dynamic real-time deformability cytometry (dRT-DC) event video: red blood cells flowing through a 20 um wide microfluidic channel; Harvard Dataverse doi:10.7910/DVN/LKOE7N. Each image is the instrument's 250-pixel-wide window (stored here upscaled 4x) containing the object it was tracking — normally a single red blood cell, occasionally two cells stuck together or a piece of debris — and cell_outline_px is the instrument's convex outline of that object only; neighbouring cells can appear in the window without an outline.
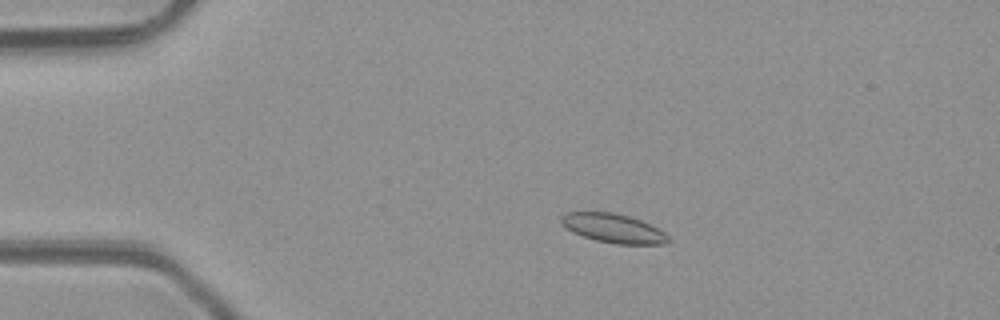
{"species": "common noctule bat (a hibernating species)", "species_latin": "Nyctalus noctula", "temperature_condition": "room temperature", "stored_images_in_passage": 4, "camera_frame_rate_fps": 3000, "um_per_image_px": 0.085, "animal": {"sex": "male", "body_mass_g": 23.1, "forearm_length_mm": 52.7}, "frame": {"image": 1, "passage_image": 2, "time_ms": 1.333, "image_size_px": [1000, 320], "cell_outline_px": [[668, 240], [664, 244], [616, 244], [596, 240], [572, 232], [560, 220], [560, 216], [564, 212], [612, 212], [628, 216], [640, 220], [664, 232], [668, 236]], "centroid_in_image_um": [52.1, 19.4], "position_along_channel_um": 32.9, "area_um2": 17.8}}
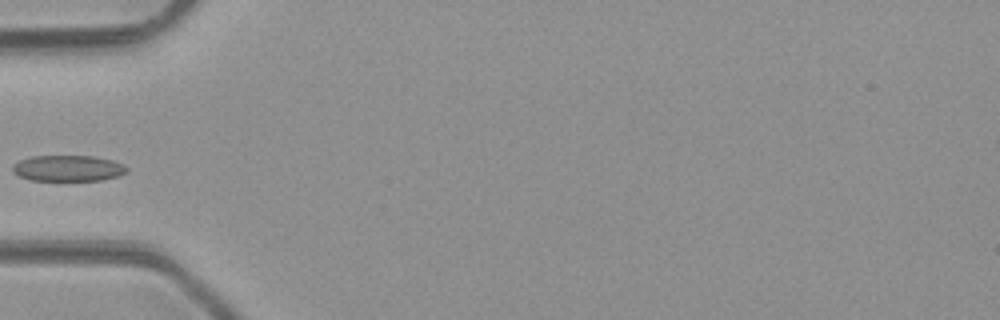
{"frame": {"image": 2, "passage_image": 4, "time_ms": 3.667, "image_size_px": [1000, 320], "cell_outline_px": [[128, 172], [120, 176], [100, 180], [28, 180], [12, 172], [12, 164], [20, 160], [32, 156], [92, 156], [112, 160], [124, 164], [128, 168]], "centroid_in_image_um": [5.79, 14.3], "position_along_channel_um": 79.2, "area_um2": 17.4}}